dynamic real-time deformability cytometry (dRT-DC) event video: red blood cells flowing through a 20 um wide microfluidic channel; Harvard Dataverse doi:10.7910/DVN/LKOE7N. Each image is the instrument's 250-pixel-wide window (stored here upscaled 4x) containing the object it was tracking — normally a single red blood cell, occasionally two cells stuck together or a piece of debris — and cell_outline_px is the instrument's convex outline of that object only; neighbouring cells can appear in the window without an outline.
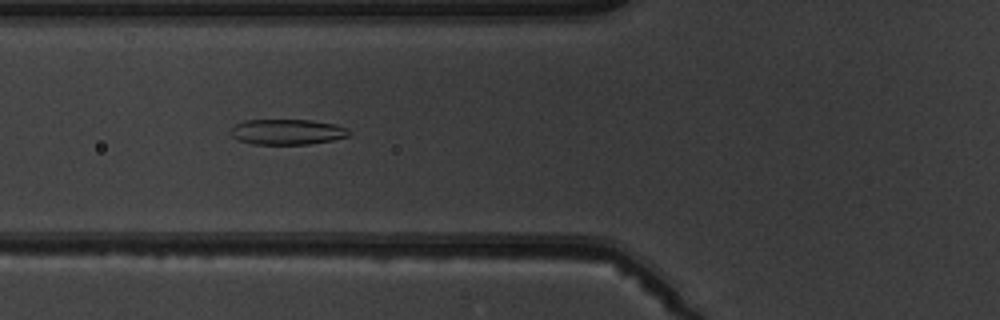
{"species": "common noctule bat (a hibernating species)", "species_latin": "Nyctalus noctula", "temperature_condition": "warm", "stored_images_in_passage": 8, "camera_frame_rate_fps": 3000, "um_per_image_px": 0.085, "animal": {"sex": "male", "body_mass_g": 19.5, "forearm_length_mm": 54.6}, "frame": {"image": 1, "passage_image": 6, "time_ms": 5.667, "image_size_px": [1000, 320], "cell_outline_px": [[348, 136], [332, 140], [308, 144], [252, 144], [236, 140], [228, 132], [236, 124], [244, 120], [312, 120], [336, 124], [348, 128]], "centroid_in_image_um": [24.37, 11.21], "position_along_channel_um": 101.4, "area_um2": 17.63}}
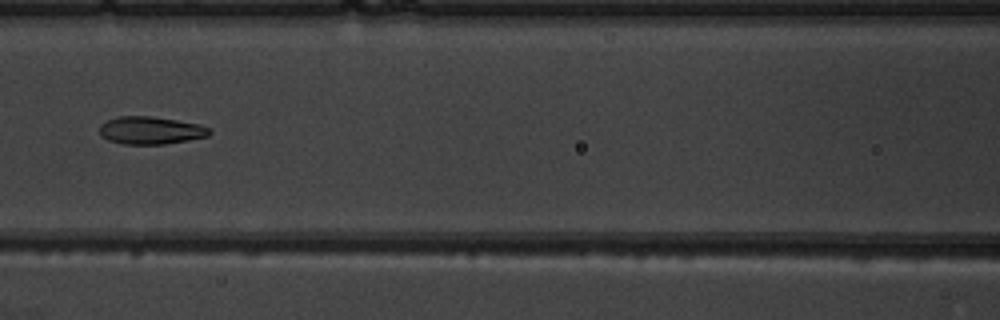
{"frame": {"image": 2, "passage_image": 7, "time_ms": 7.0, "image_size_px": [1000, 320], "cell_outline_px": [[212, 132], [208, 136], [188, 140], [164, 144], [124, 144], [108, 140], [100, 136], [100, 124], [108, 120], [120, 116], [152, 116], [200, 124], [212, 128]], "centroid_in_image_um": [12.83, 11.08], "position_along_channel_um": 153.8, "area_um2": 17.8}}
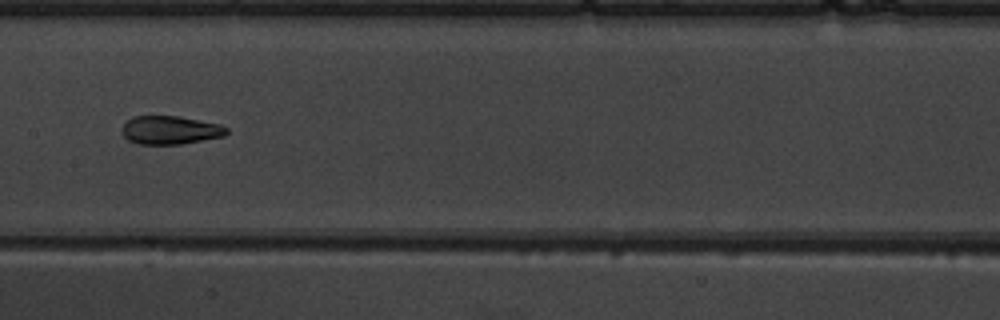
{"frame": {"image": 3, "passage_image": 8, "time_ms": 8.0, "image_size_px": [1000, 320], "cell_outline_px": [[228, 132], [224, 136], [180, 144], [136, 144], [128, 140], [120, 132], [120, 128], [132, 116], [180, 116], [220, 124], [228, 128]], "centroid_in_image_um": [14.44, 11.05], "position_along_channel_um": 193.0, "area_um2": 17.46}}